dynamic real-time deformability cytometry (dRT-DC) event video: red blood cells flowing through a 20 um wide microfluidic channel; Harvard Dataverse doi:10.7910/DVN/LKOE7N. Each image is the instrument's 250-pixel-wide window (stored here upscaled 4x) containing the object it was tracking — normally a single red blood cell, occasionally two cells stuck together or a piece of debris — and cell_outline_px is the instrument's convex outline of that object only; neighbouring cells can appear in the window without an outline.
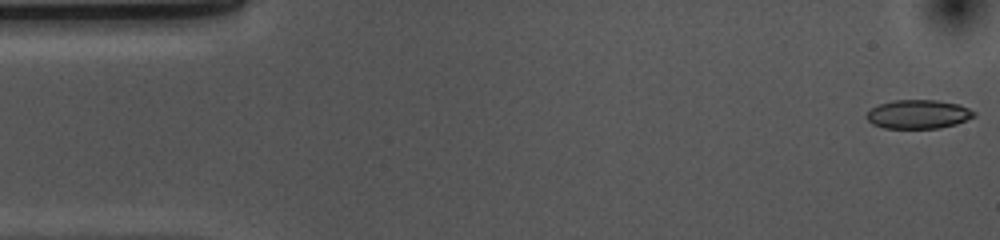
{"species": "common noctule bat (a hibernating species)", "species_latin": "Nyctalus noctula", "temperature_condition": "cold", "stored_images_in_passage": 53, "camera_frame_rate_fps": 3000, "um_per_image_px": 0.085, "animal": {"sex": "female", "body_mass_g": 10.0, "forearm_length_mm": 53.1}, "frame": {"image": 1, "passage_image": 1, "time_ms": 0.0, "image_size_px": [1000, 240], "cell_outline_px": [[976, 116], [956, 124], [940, 128], [884, 128], [872, 124], [864, 116], [872, 108], [880, 104], [896, 100], [936, 100], [960, 104], [976, 112]], "centroid_in_image_um": [78.07, 9.71], "position_along_channel_um": 6.9, "area_um2": 18.09}}
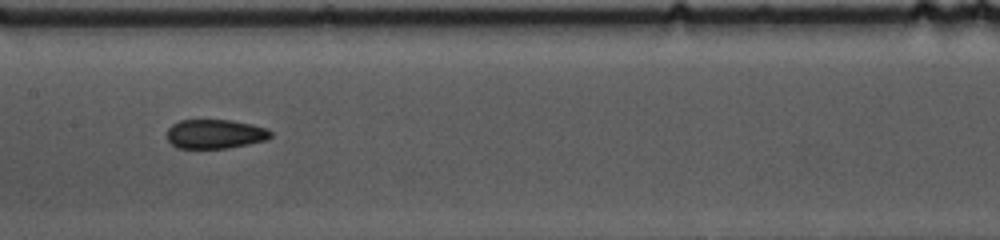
{"frame": {"image": 2, "passage_image": 25, "time_ms": 8.0, "image_size_px": [1000, 240], "cell_outline_px": [[272, 136], [268, 140], [228, 148], [176, 148], [168, 140], [168, 128], [172, 124], [180, 120], [232, 120], [252, 124], [268, 128], [272, 132]], "centroid_in_image_um": [18.32, 11.38], "position_along_channel_um": 189.1, "area_um2": 17.8}}
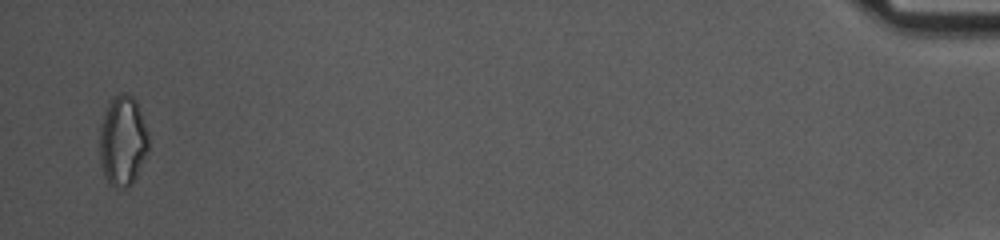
{"frame": {"image": 3, "passage_image": 52, "time_ms": 17.0, "image_size_px": [1000, 240], "cell_outline_px": [[148, 152], [132, 184], [128, 188], [116, 188], [108, 184], [104, 176], [100, 164], [100, 124], [108, 104], [112, 96], [120, 92], [124, 92], [132, 96], [136, 100], [148, 136]], "centroid_in_image_um": [10.41, 11.99], "position_along_channel_um": 424.8, "area_um2": 25.89}, "authors_computed_cell_mechanics": {"area_um2": 18.7272, "velocity_mm_per_s": 3.6628, "shape_relaxation_time_tau1_ms": 7.5831, "shape_relaxation_time_tau2_ms": 4.2011, "deformation_change_tau1": 0.1253, "deformation_change_tau2": 0.0829}}